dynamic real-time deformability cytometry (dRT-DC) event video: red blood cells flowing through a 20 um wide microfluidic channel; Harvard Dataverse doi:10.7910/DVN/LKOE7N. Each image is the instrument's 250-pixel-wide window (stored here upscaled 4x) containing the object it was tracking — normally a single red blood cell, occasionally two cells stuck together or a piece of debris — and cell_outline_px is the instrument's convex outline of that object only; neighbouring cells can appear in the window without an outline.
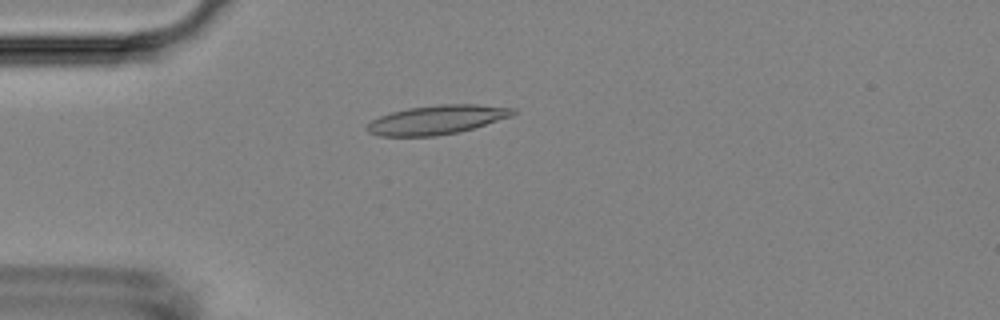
{"species": "Egyptian fruit bat (a non-hibernating species)", "species_latin": "Rousettus aegyptiacus", "temperature_condition": "room temperature", "stored_images_in_passage": 51, "camera_frame_rate_fps": 3000, "um_per_image_px": 0.085, "animal": {"sex": "female"}, "frame": {"image": 1, "passage_image": 14, "time_ms": 4.333, "image_size_px": [1000, 320], "cell_outline_px": [[516, 112], [512, 116], [460, 132], [436, 136], [380, 136], [368, 132], [364, 128], [372, 120], [380, 116], [392, 112], [408, 108], [440, 104], [476, 104], [516, 108]], "centroid_in_image_um": [37.14, 10.18], "position_along_channel_um": 47.9, "area_um2": 24.74}}
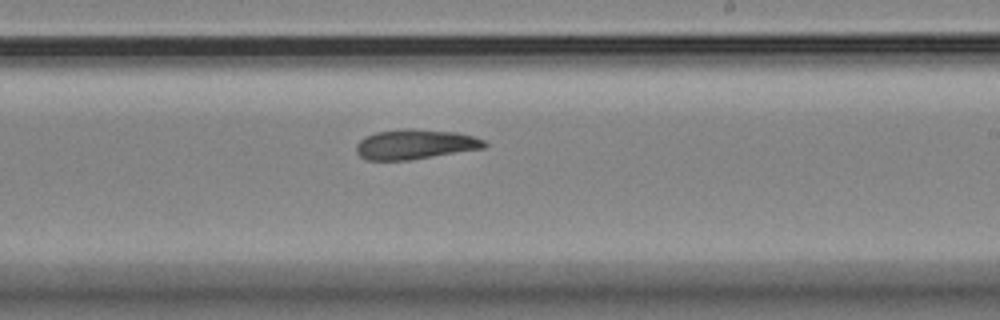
{"frame": {"image": 2, "passage_image": 32, "time_ms": 10.333, "image_size_px": [1000, 320], "cell_outline_px": [[488, 144], [484, 148], [408, 160], [364, 160], [356, 152], [356, 144], [364, 136], [376, 132], [400, 128], [412, 128], [456, 132], [472, 136], [484, 140]], "centroid_in_image_um": [35.24, 12.25], "position_along_channel_um": 253.8, "area_um2": 22.43}}
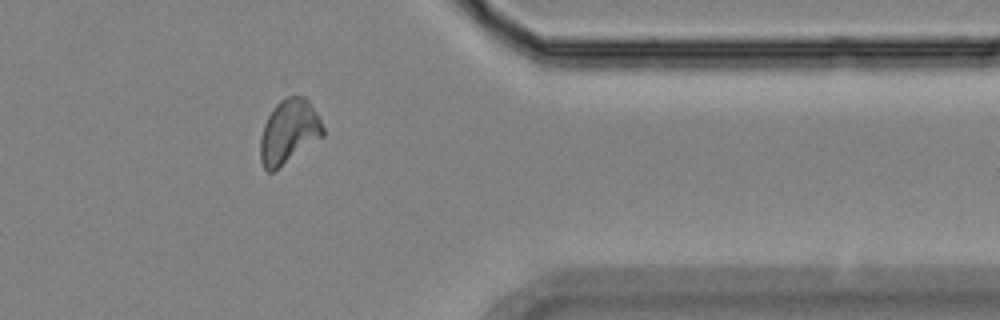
{"frame": {"image": 3, "passage_image": 44, "time_ms": 14.333, "image_size_px": [1000, 320], "cell_outline_px": [[324, 136], [272, 172], [268, 172], [264, 168], [260, 160], [260, 136], [264, 124], [268, 116], [276, 104], [280, 100], [288, 96], [304, 96], [308, 100], [316, 112], [324, 128]], "centroid_in_image_um": [24.55, 11.19], "position_along_channel_um": 386.9, "area_um2": 23.29}, "authors_computed_cell_mechanics": {"area_um2": 22.7732, "velocity_mm_per_s": 3.6684, "shape_relaxation_time_tau1_ms": 5.1741, "shape_relaxation_time_tau2_ms": 4.1134, "deformation_change_tau1": 0.1557, "deformation_change_tau2": 0.1279}}